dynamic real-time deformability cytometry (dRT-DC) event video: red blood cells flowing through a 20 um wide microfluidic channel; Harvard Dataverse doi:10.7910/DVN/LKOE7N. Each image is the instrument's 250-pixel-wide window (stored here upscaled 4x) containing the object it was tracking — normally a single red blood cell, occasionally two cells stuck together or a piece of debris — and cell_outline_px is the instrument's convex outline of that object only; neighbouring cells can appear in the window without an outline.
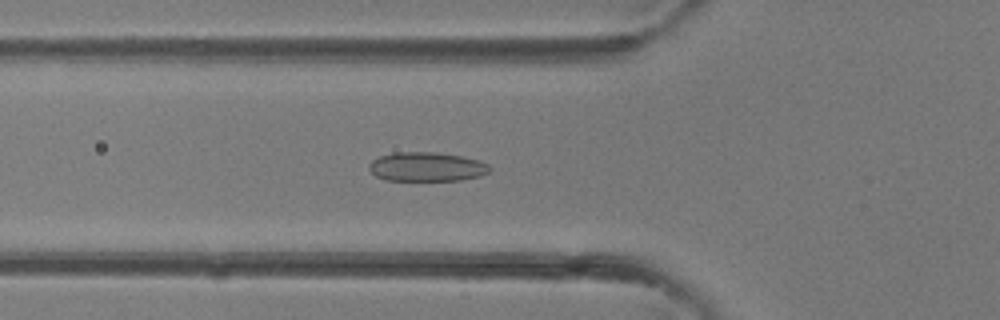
{"species": "common noctule bat (a hibernating species)", "species_latin": "Nyctalus noctula", "temperature_condition": "room temperature", "stored_images_in_passage": 28, "camera_frame_rate_fps": 3000, "um_per_image_px": 0.085, "animal": {"sex": "female"}, "frame": {"image": 1, "passage_image": 2, "time_ms": 0.333, "image_size_px": [1000, 320], "cell_outline_px": [[492, 168], [488, 172], [480, 176], [460, 180], [384, 180], [376, 176], [368, 168], [368, 164], [372, 160], [380, 156], [392, 152], [436, 152], [460, 156], [480, 160], [488, 164]], "centroid_in_image_um": [36.26, 14.17], "position_along_channel_um": 89.5, "area_um2": 20.58}}
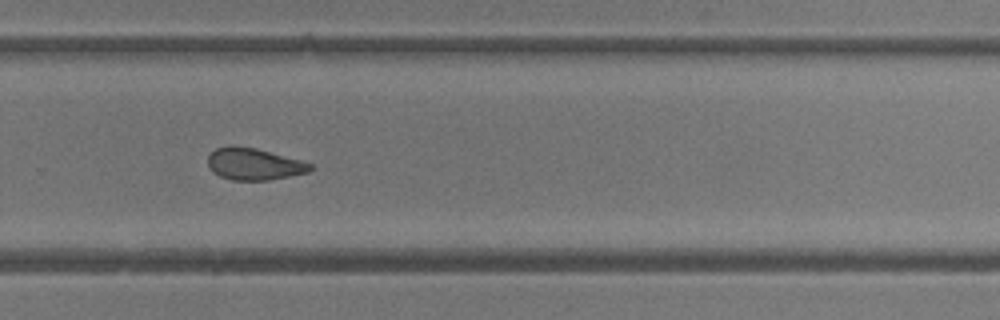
{"frame": {"image": 2, "passage_image": 15, "time_ms": 4.667, "image_size_px": [1000, 320], "cell_outline_px": [[312, 168], [308, 172], [268, 180], [232, 180], [220, 176], [212, 172], [208, 168], [208, 156], [216, 148], [256, 148], [300, 160], [312, 164]], "centroid_in_image_um": [21.59, 13.98], "position_along_channel_um": 308.2, "area_um2": 18.44}}
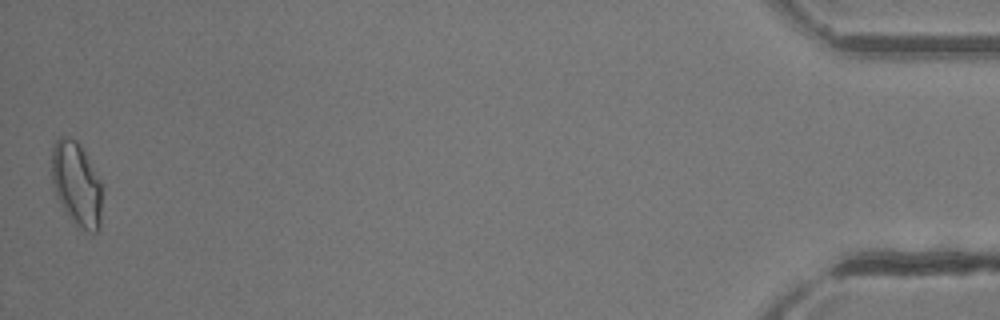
{"frame": {"image": 3, "passage_image": 28, "time_ms": 9.0, "image_size_px": [1000, 320], "cell_outline_px": [[100, 228], [96, 232], [88, 232], [76, 228], [68, 216], [56, 196], [52, 188], [52, 148], [56, 140], [60, 136], [68, 136], [76, 140], [84, 152], [100, 180]], "centroid_in_image_um": [6.47, 15.67], "position_along_channel_um": 428.7, "area_um2": 24.62}}